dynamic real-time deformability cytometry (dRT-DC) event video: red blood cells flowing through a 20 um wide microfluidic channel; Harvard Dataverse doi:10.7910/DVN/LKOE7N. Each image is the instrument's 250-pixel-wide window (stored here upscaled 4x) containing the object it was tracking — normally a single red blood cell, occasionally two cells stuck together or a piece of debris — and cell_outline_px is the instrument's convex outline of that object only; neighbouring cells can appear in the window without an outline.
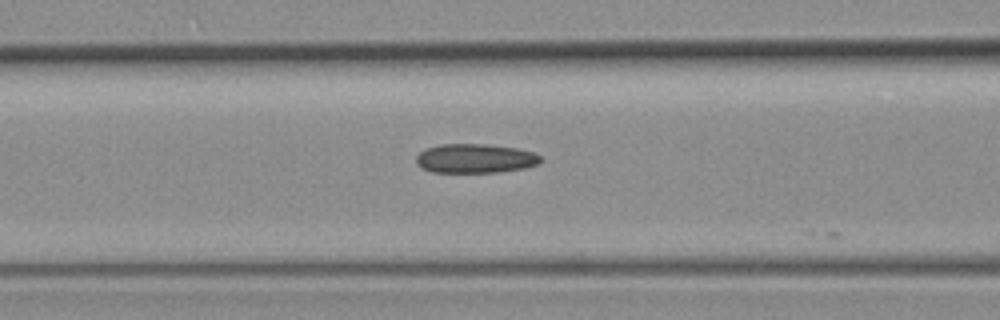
{"species": "common noctule bat (a hibernating species)", "species_latin": "Nyctalus noctula", "temperature_condition": "room temperature", "stored_images_in_passage": 9, "camera_frame_rate_fps": 3000, "um_per_image_px": 0.085, "animal": {"sex": "female", "body_mass_g": 19.3, "forearm_length_mm": 54.1}, "frame": {"image": 1, "passage_image": 8, "time_ms": 2.333, "image_size_px": [1000, 320], "cell_outline_px": [[544, 160], [536, 164], [524, 168], [500, 172], [432, 172], [420, 168], [416, 164], [416, 156], [424, 148], [440, 144], [488, 144], [516, 148], [532, 152], [540, 156]], "centroid_in_image_um": [40.35, 13.46], "position_along_channel_um": 126.3, "area_um2": 21.33}}